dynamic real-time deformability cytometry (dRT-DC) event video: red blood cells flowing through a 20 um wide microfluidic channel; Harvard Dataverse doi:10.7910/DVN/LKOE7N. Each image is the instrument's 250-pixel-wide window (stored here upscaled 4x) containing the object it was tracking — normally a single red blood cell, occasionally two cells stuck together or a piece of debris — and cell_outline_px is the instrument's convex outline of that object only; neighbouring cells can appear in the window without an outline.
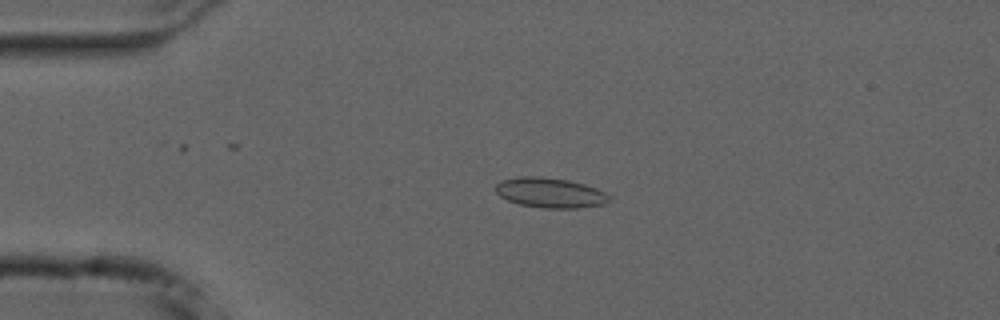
{"species": "common noctule bat (a hibernating species)", "species_latin": "Nyctalus noctula", "temperature_condition": "cold", "stored_images_in_passage": 55, "camera_frame_rate_fps": 3000, "um_per_image_px": 0.085, "animal": {"sex": "male", "forearm_length_mm": 52.5}, "frame": {"image": 1, "passage_image": 13, "time_ms": 4.0, "image_size_px": [1000, 320], "cell_outline_px": [[612, 196], [604, 204], [576, 208], [544, 208], [520, 204], [508, 200], [500, 196], [496, 192], [496, 184], [500, 180], [520, 176], [540, 176], [568, 180], [584, 184], [596, 188]], "centroid_in_image_um": [46.75, 16.37], "position_along_channel_um": 38.3, "area_um2": 19.83}}
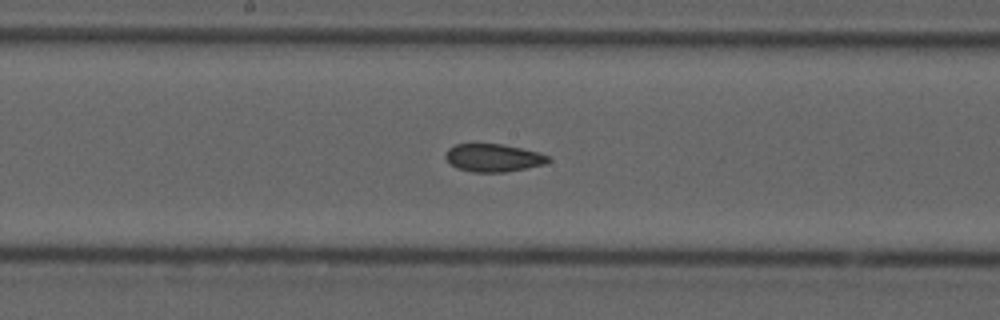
{"frame": {"image": 2, "passage_image": 29, "time_ms": 9.333, "image_size_px": [1000, 320], "cell_outline_px": [[552, 160], [544, 164], [504, 172], [472, 172], [456, 168], [444, 156], [448, 148], [456, 144], [500, 144], [540, 152], [548, 156]], "centroid_in_image_um": [41.92, 13.41], "position_along_channel_um": 206.3, "area_um2": 16.53}}
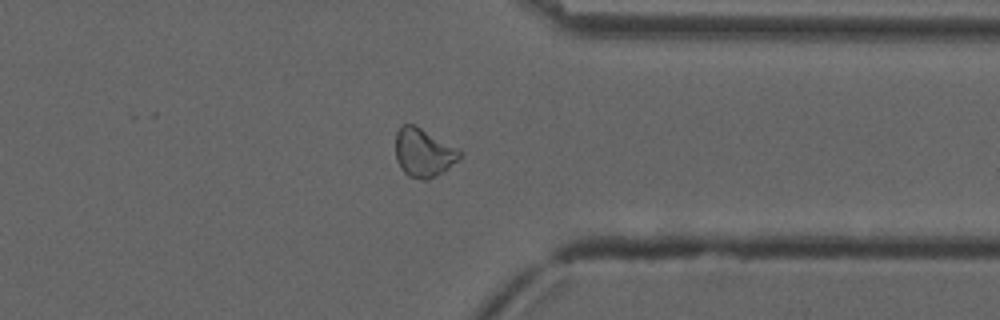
{"frame": {"image": 3, "passage_image": 43, "time_ms": 14.0, "image_size_px": [1000, 320], "cell_outline_px": [[464, 152], [444, 172], [428, 180], [424, 180], [408, 176], [400, 168], [396, 160], [396, 132], [404, 124], [412, 124], [420, 128]], "centroid_in_image_um": [35.98, 13.01], "position_along_channel_um": 375.4, "area_um2": 17.86}, "authors_computed_cell_mechanics": {"area_um2": 18.2648, "velocity_mm_per_s": 3.7297, "shape_relaxation_time_tau1_ms": null, "shape_relaxation_time_tau2_ms": 1.394, "deformation_change_tau1": null, "deformation_change_tau2": 0.0512}}